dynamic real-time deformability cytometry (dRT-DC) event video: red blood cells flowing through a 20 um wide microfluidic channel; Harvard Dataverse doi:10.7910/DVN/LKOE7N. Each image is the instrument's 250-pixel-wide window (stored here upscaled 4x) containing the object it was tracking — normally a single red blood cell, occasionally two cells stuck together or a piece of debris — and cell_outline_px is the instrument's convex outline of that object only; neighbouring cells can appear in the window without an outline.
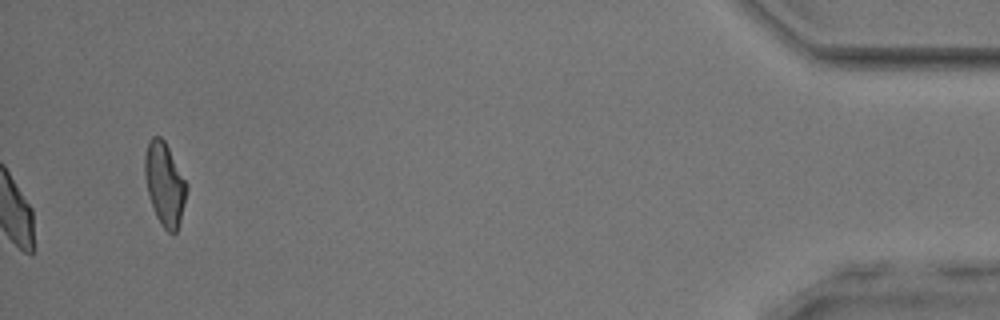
{"species": "common noctule bat (a hibernating species)", "species_latin": "Nyctalus noctula", "temperature_condition": "room temperature", "stored_images_in_passage": 36, "camera_frame_rate_fps": 3000, "um_per_image_px": 0.085, "animal": {"sex": "male", "body_mass_g": 17.9, "forearm_length_mm": 54.2}, "frame": {"image": 1, "passage_image": 36, "time_ms": 11.667, "image_size_px": [1000, 320], "cell_outline_px": [[188, 188], [180, 220], [176, 232], [172, 236], [160, 224], [156, 216], [148, 192], [144, 172], [144, 156], [148, 140], [152, 136], [160, 136], [164, 140], [188, 184]], "centroid_in_image_um": [13.99, 15.63], "position_along_channel_um": 421.2, "area_um2": 20.23}, "authors_computed_cell_mechanics": {"area_um2": 19.9121, "velocity_mm_per_s": 3.8413, "shape_relaxation_time_tau1_ms": 2.5358, "shape_relaxation_time_tau2_ms": 0.2907, "deformation_change_tau1": 0.0862, "deformation_change_tau2": 0.0283}}